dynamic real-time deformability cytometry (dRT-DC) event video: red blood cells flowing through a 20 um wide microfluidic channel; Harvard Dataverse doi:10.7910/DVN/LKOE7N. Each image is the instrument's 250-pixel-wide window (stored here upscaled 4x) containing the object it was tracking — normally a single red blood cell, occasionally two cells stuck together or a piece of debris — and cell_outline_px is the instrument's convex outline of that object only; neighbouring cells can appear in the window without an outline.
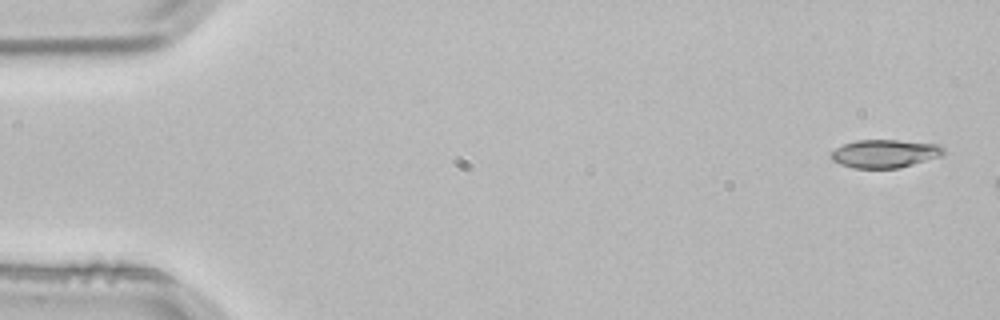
{"species": "common noctule bat (a hibernating species)", "species_latin": "Nyctalus noctula", "temperature_condition": "room temperature", "stored_images_in_passage": 3, "camera_frame_rate_fps": 3000, "um_per_image_px": 0.085, "animal": {"sex": "male", "body_mass_g": 21.5, "forearm_length_mm": 52.0}, "frame": {"image": 1, "passage_image": 1, "time_ms": 0.0, "image_size_px": [1000, 320], "cell_outline_px": [[944, 156], [900, 168], [852, 168], [840, 164], [832, 160], [828, 156], [836, 148], [844, 144], [856, 140], [896, 140], [940, 144], [944, 148]], "centroid_in_image_um": [75.24, 13.06], "position_along_channel_um": 9.8, "area_um2": 18.73}}